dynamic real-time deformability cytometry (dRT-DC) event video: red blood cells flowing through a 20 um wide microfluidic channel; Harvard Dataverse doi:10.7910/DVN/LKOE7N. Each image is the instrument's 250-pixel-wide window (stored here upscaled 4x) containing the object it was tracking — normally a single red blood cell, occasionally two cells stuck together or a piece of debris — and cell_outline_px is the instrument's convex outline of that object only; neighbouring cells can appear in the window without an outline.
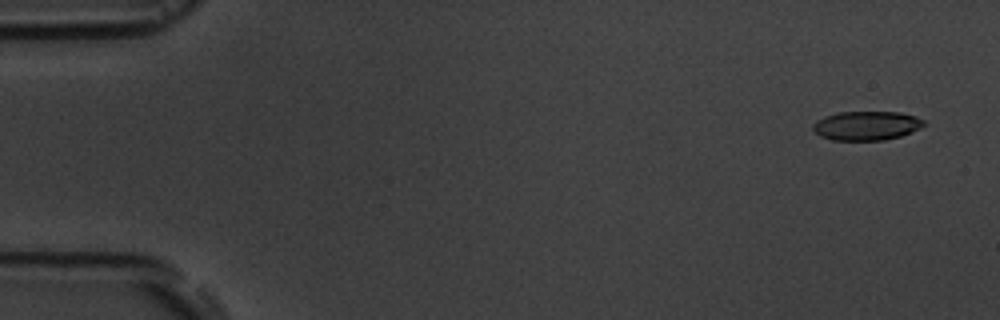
{"species": "common noctule bat (a hibernating species)", "species_latin": "Nyctalus noctula", "temperature_condition": "room temperature", "stored_images_in_passage": 5, "camera_frame_rate_fps": 3000, "um_per_image_px": 0.085, "animal": {"sex": "male", "body_mass_g": 19.5, "forearm_length_mm": 54.6}, "frame": {"image": 1, "passage_image": 1, "time_ms": 0.0, "image_size_px": [1000, 320], "cell_outline_px": [[924, 124], [920, 128], [912, 132], [900, 136], [884, 140], [832, 140], [820, 136], [812, 128], [812, 124], [816, 120], [824, 116], [836, 112], [900, 112], [916, 116], [924, 120]], "centroid_in_image_um": [73.63, 10.67], "position_along_channel_um": 11.4, "area_um2": 18.9}}
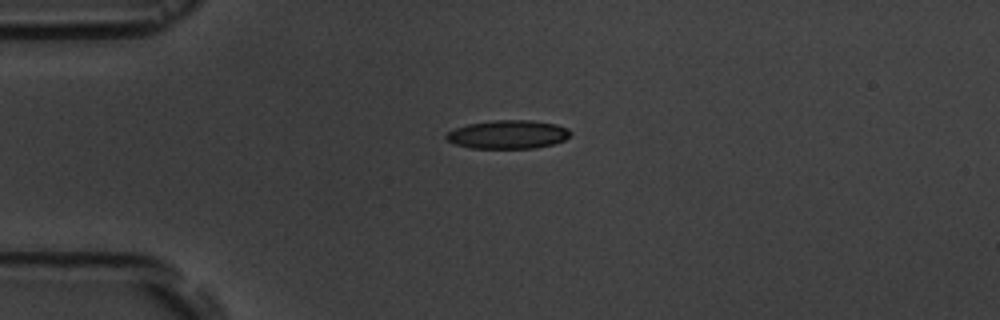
{"frame": {"image": 2, "passage_image": 4, "time_ms": 3.667, "image_size_px": [1000, 320], "cell_outline_px": [[572, 132], [564, 140], [552, 144], [536, 148], [472, 148], [456, 144], [448, 140], [444, 136], [448, 132], [456, 128], [468, 124], [496, 120], [532, 120], [556, 124], [568, 128]], "centroid_in_image_um": [43.2, 11.42], "position_along_channel_um": 41.8, "area_um2": 20.52}}